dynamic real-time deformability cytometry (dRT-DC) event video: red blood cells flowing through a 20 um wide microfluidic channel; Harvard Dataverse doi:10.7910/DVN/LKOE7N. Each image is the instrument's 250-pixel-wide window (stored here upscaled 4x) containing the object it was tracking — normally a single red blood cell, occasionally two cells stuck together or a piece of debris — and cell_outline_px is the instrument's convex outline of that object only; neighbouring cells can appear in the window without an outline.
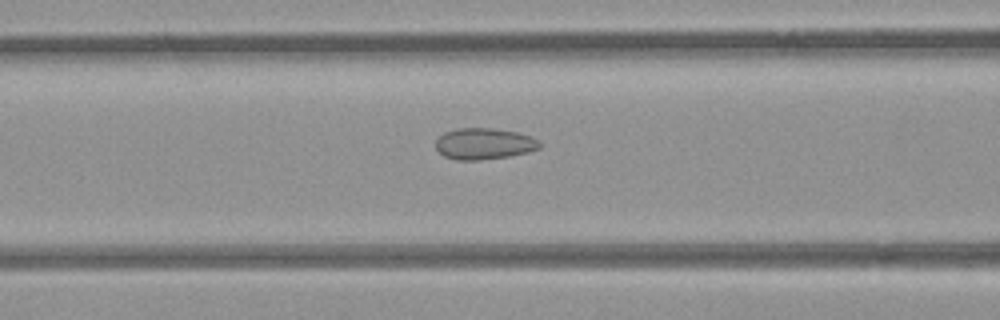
{"species": "common noctule bat (a hibernating species)", "species_latin": "Nyctalus noctula", "temperature_condition": "room temperature", "stored_images_in_passage": 54, "camera_frame_rate_fps": 3000, "um_per_image_px": 0.085, "animal": {"sex": "female", "body_mass_g": 21.9}, "frame": {"image": 1, "passage_image": 22, "time_ms": 7.0, "image_size_px": [1000, 320], "cell_outline_px": [[540, 148], [528, 152], [508, 156], [480, 160], [456, 160], [444, 156], [436, 148], [436, 140], [444, 132], [460, 128], [492, 128], [516, 132], [528, 136], [536, 140], [540, 144]], "centroid_in_image_um": [41.11, 12.22], "position_along_channel_um": 125.5, "area_um2": 18.73}}
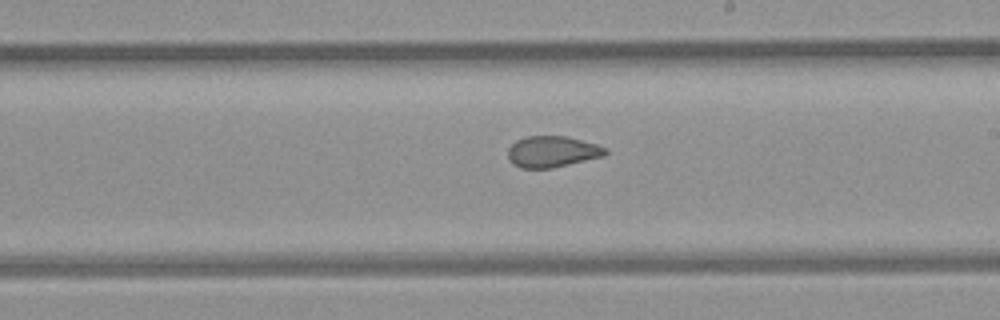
{"frame": {"image": 2, "passage_image": 31, "time_ms": 10.0, "image_size_px": [1000, 320], "cell_outline_px": [[608, 152], [604, 156], [552, 168], [520, 168], [512, 164], [508, 160], [508, 148], [516, 140], [528, 136], [568, 136], [596, 144], [608, 148]], "centroid_in_image_um": [46.93, 12.89], "position_along_channel_um": 242.1, "area_um2": 17.86}}
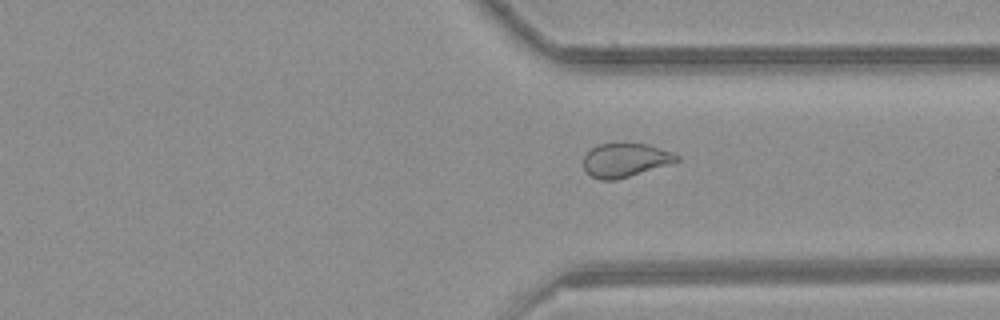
{"frame": {"image": 3, "passage_image": 40, "time_ms": 13.0, "image_size_px": [1000, 320], "cell_outline_px": [[680, 160], [672, 164], [616, 180], [600, 180], [592, 176], [584, 168], [584, 156], [592, 148], [600, 144], [648, 144], [672, 152], [680, 156]], "centroid_in_image_um": [53.19, 13.62], "position_along_channel_um": 358.2, "area_um2": 18.26}, "authors_computed_cell_mechanics": {"area_um2": 19.7965, "velocity_mm_per_s": 3.886, "shape_relaxation_time_tau1_ms": null, "shape_relaxation_time_tau2_ms": 1.4182, "deformation_change_tau1": null, "deformation_change_tau2": 0.0697}}